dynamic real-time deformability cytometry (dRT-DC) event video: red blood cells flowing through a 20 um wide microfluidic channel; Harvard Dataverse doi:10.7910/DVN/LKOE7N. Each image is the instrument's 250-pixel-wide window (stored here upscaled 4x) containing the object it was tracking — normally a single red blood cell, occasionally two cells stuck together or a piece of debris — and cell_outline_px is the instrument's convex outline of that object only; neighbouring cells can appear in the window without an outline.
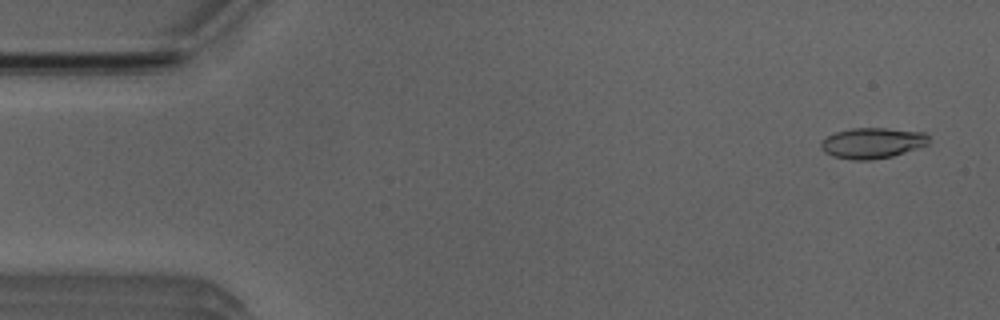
{"species": "Egyptian fruit bat (a non-hibernating species)", "species_latin": "Rousettus aegyptiacus", "temperature_condition": "room temperature", "stored_images_in_passage": 4, "camera_frame_rate_fps": 3000, "um_per_image_px": 0.085, "animal": {"sex": "male"}, "frame": {"image": 1, "passage_image": 1, "time_ms": 0.0, "image_size_px": [1000, 320], "cell_outline_px": [[928, 144], [892, 156], [868, 160], [852, 160], [832, 156], [824, 152], [820, 148], [820, 144], [828, 136], [836, 132], [852, 128], [888, 128], [924, 132], [928, 136]], "centroid_in_image_um": [74.13, 12.15], "position_along_channel_um": 10.9, "area_um2": 19.13}}